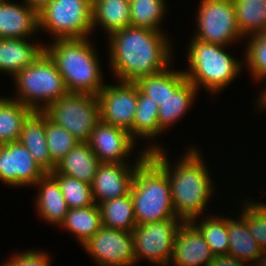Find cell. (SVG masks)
I'll return each mask as SVG.
<instances>
[{
    "label": "cell",
    "instance_id": "obj_31",
    "mask_svg": "<svg viewBox=\"0 0 266 266\" xmlns=\"http://www.w3.org/2000/svg\"><path fill=\"white\" fill-rule=\"evenodd\" d=\"M206 219V220H205ZM196 218L190 222L195 223V227L200 231L206 243L209 245L215 256L228 255L229 235H228V218H220L218 216L212 218H204V220L196 225Z\"/></svg>",
    "mask_w": 266,
    "mask_h": 266
},
{
    "label": "cell",
    "instance_id": "obj_5",
    "mask_svg": "<svg viewBox=\"0 0 266 266\" xmlns=\"http://www.w3.org/2000/svg\"><path fill=\"white\" fill-rule=\"evenodd\" d=\"M186 79L197 89L203 85L210 92H218L228 86L241 71V64L224 51L223 45L194 39L189 46Z\"/></svg>",
    "mask_w": 266,
    "mask_h": 266
},
{
    "label": "cell",
    "instance_id": "obj_28",
    "mask_svg": "<svg viewBox=\"0 0 266 266\" xmlns=\"http://www.w3.org/2000/svg\"><path fill=\"white\" fill-rule=\"evenodd\" d=\"M185 80L183 71L165 69L157 74L143 76L135 83L160 106L169 93H173Z\"/></svg>",
    "mask_w": 266,
    "mask_h": 266
},
{
    "label": "cell",
    "instance_id": "obj_18",
    "mask_svg": "<svg viewBox=\"0 0 266 266\" xmlns=\"http://www.w3.org/2000/svg\"><path fill=\"white\" fill-rule=\"evenodd\" d=\"M39 29L38 13L26 3L0 4V38H26Z\"/></svg>",
    "mask_w": 266,
    "mask_h": 266
},
{
    "label": "cell",
    "instance_id": "obj_33",
    "mask_svg": "<svg viewBox=\"0 0 266 266\" xmlns=\"http://www.w3.org/2000/svg\"><path fill=\"white\" fill-rule=\"evenodd\" d=\"M50 174L58 181L69 209L84 208L95 204L90 184L55 171Z\"/></svg>",
    "mask_w": 266,
    "mask_h": 266
},
{
    "label": "cell",
    "instance_id": "obj_40",
    "mask_svg": "<svg viewBox=\"0 0 266 266\" xmlns=\"http://www.w3.org/2000/svg\"><path fill=\"white\" fill-rule=\"evenodd\" d=\"M256 266H266V249L262 251L261 255L258 257L257 262H253Z\"/></svg>",
    "mask_w": 266,
    "mask_h": 266
},
{
    "label": "cell",
    "instance_id": "obj_26",
    "mask_svg": "<svg viewBox=\"0 0 266 266\" xmlns=\"http://www.w3.org/2000/svg\"><path fill=\"white\" fill-rule=\"evenodd\" d=\"M32 111L19 100L0 98V144L19 140L24 120Z\"/></svg>",
    "mask_w": 266,
    "mask_h": 266
},
{
    "label": "cell",
    "instance_id": "obj_19",
    "mask_svg": "<svg viewBox=\"0 0 266 266\" xmlns=\"http://www.w3.org/2000/svg\"><path fill=\"white\" fill-rule=\"evenodd\" d=\"M26 41L25 38H0V71L14 77L44 51V45Z\"/></svg>",
    "mask_w": 266,
    "mask_h": 266
},
{
    "label": "cell",
    "instance_id": "obj_21",
    "mask_svg": "<svg viewBox=\"0 0 266 266\" xmlns=\"http://www.w3.org/2000/svg\"><path fill=\"white\" fill-rule=\"evenodd\" d=\"M36 185L40 186L36 200L38 213L44 221L60 226L69 208L58 181L50 173H46L36 182Z\"/></svg>",
    "mask_w": 266,
    "mask_h": 266
},
{
    "label": "cell",
    "instance_id": "obj_24",
    "mask_svg": "<svg viewBox=\"0 0 266 266\" xmlns=\"http://www.w3.org/2000/svg\"><path fill=\"white\" fill-rule=\"evenodd\" d=\"M102 226L132 232L137 226L135 222L131 193L125 196L98 203Z\"/></svg>",
    "mask_w": 266,
    "mask_h": 266
},
{
    "label": "cell",
    "instance_id": "obj_4",
    "mask_svg": "<svg viewBox=\"0 0 266 266\" xmlns=\"http://www.w3.org/2000/svg\"><path fill=\"white\" fill-rule=\"evenodd\" d=\"M130 193L137 225L178 219L168 175L149 154L136 166Z\"/></svg>",
    "mask_w": 266,
    "mask_h": 266
},
{
    "label": "cell",
    "instance_id": "obj_36",
    "mask_svg": "<svg viewBox=\"0 0 266 266\" xmlns=\"http://www.w3.org/2000/svg\"><path fill=\"white\" fill-rule=\"evenodd\" d=\"M242 211L241 217L246 221L250 235L258 245L266 249V204L248 201Z\"/></svg>",
    "mask_w": 266,
    "mask_h": 266
},
{
    "label": "cell",
    "instance_id": "obj_22",
    "mask_svg": "<svg viewBox=\"0 0 266 266\" xmlns=\"http://www.w3.org/2000/svg\"><path fill=\"white\" fill-rule=\"evenodd\" d=\"M102 25L110 35L131 26L129 0H92V28Z\"/></svg>",
    "mask_w": 266,
    "mask_h": 266
},
{
    "label": "cell",
    "instance_id": "obj_37",
    "mask_svg": "<svg viewBox=\"0 0 266 266\" xmlns=\"http://www.w3.org/2000/svg\"><path fill=\"white\" fill-rule=\"evenodd\" d=\"M49 255L42 251H25L19 253L1 266H50Z\"/></svg>",
    "mask_w": 266,
    "mask_h": 266
},
{
    "label": "cell",
    "instance_id": "obj_12",
    "mask_svg": "<svg viewBox=\"0 0 266 266\" xmlns=\"http://www.w3.org/2000/svg\"><path fill=\"white\" fill-rule=\"evenodd\" d=\"M120 85H105L97 95L101 121L130 131L138 100L135 82L120 81Z\"/></svg>",
    "mask_w": 266,
    "mask_h": 266
},
{
    "label": "cell",
    "instance_id": "obj_7",
    "mask_svg": "<svg viewBox=\"0 0 266 266\" xmlns=\"http://www.w3.org/2000/svg\"><path fill=\"white\" fill-rule=\"evenodd\" d=\"M42 111L79 142H88L95 126L101 121L98 97L89 93L68 92Z\"/></svg>",
    "mask_w": 266,
    "mask_h": 266
},
{
    "label": "cell",
    "instance_id": "obj_32",
    "mask_svg": "<svg viewBox=\"0 0 266 266\" xmlns=\"http://www.w3.org/2000/svg\"><path fill=\"white\" fill-rule=\"evenodd\" d=\"M131 26L161 31L159 25L165 14V0H129Z\"/></svg>",
    "mask_w": 266,
    "mask_h": 266
},
{
    "label": "cell",
    "instance_id": "obj_3",
    "mask_svg": "<svg viewBox=\"0 0 266 266\" xmlns=\"http://www.w3.org/2000/svg\"><path fill=\"white\" fill-rule=\"evenodd\" d=\"M87 40L55 39L52 45L44 46V51L54 61L69 92L97 96L105 84L94 47Z\"/></svg>",
    "mask_w": 266,
    "mask_h": 266
},
{
    "label": "cell",
    "instance_id": "obj_16",
    "mask_svg": "<svg viewBox=\"0 0 266 266\" xmlns=\"http://www.w3.org/2000/svg\"><path fill=\"white\" fill-rule=\"evenodd\" d=\"M215 255L200 231L191 222H183L174 239L170 262L175 266H209Z\"/></svg>",
    "mask_w": 266,
    "mask_h": 266
},
{
    "label": "cell",
    "instance_id": "obj_35",
    "mask_svg": "<svg viewBox=\"0 0 266 266\" xmlns=\"http://www.w3.org/2000/svg\"><path fill=\"white\" fill-rule=\"evenodd\" d=\"M246 48V65L255 79L266 78V31L250 36Z\"/></svg>",
    "mask_w": 266,
    "mask_h": 266
},
{
    "label": "cell",
    "instance_id": "obj_14",
    "mask_svg": "<svg viewBox=\"0 0 266 266\" xmlns=\"http://www.w3.org/2000/svg\"><path fill=\"white\" fill-rule=\"evenodd\" d=\"M148 154L144 150L133 167L126 163H100L91 184L94 202L96 203L98 199V202L102 203L130 194L136 166Z\"/></svg>",
    "mask_w": 266,
    "mask_h": 266
},
{
    "label": "cell",
    "instance_id": "obj_39",
    "mask_svg": "<svg viewBox=\"0 0 266 266\" xmlns=\"http://www.w3.org/2000/svg\"><path fill=\"white\" fill-rule=\"evenodd\" d=\"M50 0H25V3L39 13Z\"/></svg>",
    "mask_w": 266,
    "mask_h": 266
},
{
    "label": "cell",
    "instance_id": "obj_15",
    "mask_svg": "<svg viewBox=\"0 0 266 266\" xmlns=\"http://www.w3.org/2000/svg\"><path fill=\"white\" fill-rule=\"evenodd\" d=\"M134 141L129 131L100 121L88 144L101 163H125L124 156L131 153Z\"/></svg>",
    "mask_w": 266,
    "mask_h": 266
},
{
    "label": "cell",
    "instance_id": "obj_11",
    "mask_svg": "<svg viewBox=\"0 0 266 266\" xmlns=\"http://www.w3.org/2000/svg\"><path fill=\"white\" fill-rule=\"evenodd\" d=\"M82 246L100 266H132L136 263L132 232L102 226Z\"/></svg>",
    "mask_w": 266,
    "mask_h": 266
},
{
    "label": "cell",
    "instance_id": "obj_1",
    "mask_svg": "<svg viewBox=\"0 0 266 266\" xmlns=\"http://www.w3.org/2000/svg\"><path fill=\"white\" fill-rule=\"evenodd\" d=\"M109 36L110 62L119 81L136 82L169 68L171 47L162 31L128 26Z\"/></svg>",
    "mask_w": 266,
    "mask_h": 266
},
{
    "label": "cell",
    "instance_id": "obj_2",
    "mask_svg": "<svg viewBox=\"0 0 266 266\" xmlns=\"http://www.w3.org/2000/svg\"><path fill=\"white\" fill-rule=\"evenodd\" d=\"M145 150L168 175L176 217L183 222L200 217L209 197L212 196L213 185L197 149L190 148L174 170L170 169L171 165L164 150L159 149L157 145Z\"/></svg>",
    "mask_w": 266,
    "mask_h": 266
},
{
    "label": "cell",
    "instance_id": "obj_10",
    "mask_svg": "<svg viewBox=\"0 0 266 266\" xmlns=\"http://www.w3.org/2000/svg\"><path fill=\"white\" fill-rule=\"evenodd\" d=\"M167 219L137 225L133 231V245L136 263L143 257L158 265L168 266L172 259L174 239L183 223L181 219Z\"/></svg>",
    "mask_w": 266,
    "mask_h": 266
},
{
    "label": "cell",
    "instance_id": "obj_41",
    "mask_svg": "<svg viewBox=\"0 0 266 266\" xmlns=\"http://www.w3.org/2000/svg\"><path fill=\"white\" fill-rule=\"evenodd\" d=\"M259 101H258V105L260 107V109H262L263 107L266 108V90L263 92V94H261V97H259Z\"/></svg>",
    "mask_w": 266,
    "mask_h": 266
},
{
    "label": "cell",
    "instance_id": "obj_6",
    "mask_svg": "<svg viewBox=\"0 0 266 266\" xmlns=\"http://www.w3.org/2000/svg\"><path fill=\"white\" fill-rule=\"evenodd\" d=\"M14 80L20 95L14 99L35 111L45 109L69 92L54 61L45 51L17 73ZM39 101L44 104L40 106Z\"/></svg>",
    "mask_w": 266,
    "mask_h": 266
},
{
    "label": "cell",
    "instance_id": "obj_30",
    "mask_svg": "<svg viewBox=\"0 0 266 266\" xmlns=\"http://www.w3.org/2000/svg\"><path fill=\"white\" fill-rule=\"evenodd\" d=\"M158 108L159 105L138 88V100L133 127L129 131L134 139L137 136L150 139L162 132L159 127Z\"/></svg>",
    "mask_w": 266,
    "mask_h": 266
},
{
    "label": "cell",
    "instance_id": "obj_20",
    "mask_svg": "<svg viewBox=\"0 0 266 266\" xmlns=\"http://www.w3.org/2000/svg\"><path fill=\"white\" fill-rule=\"evenodd\" d=\"M100 163L88 142H78L56 165L54 171L91 185Z\"/></svg>",
    "mask_w": 266,
    "mask_h": 266
},
{
    "label": "cell",
    "instance_id": "obj_13",
    "mask_svg": "<svg viewBox=\"0 0 266 266\" xmlns=\"http://www.w3.org/2000/svg\"><path fill=\"white\" fill-rule=\"evenodd\" d=\"M45 174L19 141L0 144V181L16 187L31 186Z\"/></svg>",
    "mask_w": 266,
    "mask_h": 266
},
{
    "label": "cell",
    "instance_id": "obj_29",
    "mask_svg": "<svg viewBox=\"0 0 266 266\" xmlns=\"http://www.w3.org/2000/svg\"><path fill=\"white\" fill-rule=\"evenodd\" d=\"M233 4L243 37L266 31V0H233Z\"/></svg>",
    "mask_w": 266,
    "mask_h": 266
},
{
    "label": "cell",
    "instance_id": "obj_38",
    "mask_svg": "<svg viewBox=\"0 0 266 266\" xmlns=\"http://www.w3.org/2000/svg\"><path fill=\"white\" fill-rule=\"evenodd\" d=\"M209 266H247L244 261L233 258L229 255L215 256Z\"/></svg>",
    "mask_w": 266,
    "mask_h": 266
},
{
    "label": "cell",
    "instance_id": "obj_17",
    "mask_svg": "<svg viewBox=\"0 0 266 266\" xmlns=\"http://www.w3.org/2000/svg\"><path fill=\"white\" fill-rule=\"evenodd\" d=\"M18 141L26 147L33 159L46 173L56 169L46 144L45 113L42 110H33L24 120Z\"/></svg>",
    "mask_w": 266,
    "mask_h": 266
},
{
    "label": "cell",
    "instance_id": "obj_27",
    "mask_svg": "<svg viewBox=\"0 0 266 266\" xmlns=\"http://www.w3.org/2000/svg\"><path fill=\"white\" fill-rule=\"evenodd\" d=\"M229 250L228 255L238 260L249 262L256 260L261 255L263 249L250 235L246 221L228 218Z\"/></svg>",
    "mask_w": 266,
    "mask_h": 266
},
{
    "label": "cell",
    "instance_id": "obj_8",
    "mask_svg": "<svg viewBox=\"0 0 266 266\" xmlns=\"http://www.w3.org/2000/svg\"><path fill=\"white\" fill-rule=\"evenodd\" d=\"M39 28L59 39L89 37L92 28V0H50L38 13Z\"/></svg>",
    "mask_w": 266,
    "mask_h": 266
},
{
    "label": "cell",
    "instance_id": "obj_25",
    "mask_svg": "<svg viewBox=\"0 0 266 266\" xmlns=\"http://www.w3.org/2000/svg\"><path fill=\"white\" fill-rule=\"evenodd\" d=\"M60 226L75 234L81 245L85 244L102 227L98 204L95 203L84 208L68 209Z\"/></svg>",
    "mask_w": 266,
    "mask_h": 266
},
{
    "label": "cell",
    "instance_id": "obj_9",
    "mask_svg": "<svg viewBox=\"0 0 266 266\" xmlns=\"http://www.w3.org/2000/svg\"><path fill=\"white\" fill-rule=\"evenodd\" d=\"M197 16L198 32L194 39L226 46L242 37L233 0H201Z\"/></svg>",
    "mask_w": 266,
    "mask_h": 266
},
{
    "label": "cell",
    "instance_id": "obj_23",
    "mask_svg": "<svg viewBox=\"0 0 266 266\" xmlns=\"http://www.w3.org/2000/svg\"><path fill=\"white\" fill-rule=\"evenodd\" d=\"M197 90L186 79L173 93H169L158 108L159 127L162 131L183 117L194 101Z\"/></svg>",
    "mask_w": 266,
    "mask_h": 266
},
{
    "label": "cell",
    "instance_id": "obj_34",
    "mask_svg": "<svg viewBox=\"0 0 266 266\" xmlns=\"http://www.w3.org/2000/svg\"><path fill=\"white\" fill-rule=\"evenodd\" d=\"M45 136L51 160L57 165L79 142L64 127L58 126L45 114Z\"/></svg>",
    "mask_w": 266,
    "mask_h": 266
}]
</instances>
